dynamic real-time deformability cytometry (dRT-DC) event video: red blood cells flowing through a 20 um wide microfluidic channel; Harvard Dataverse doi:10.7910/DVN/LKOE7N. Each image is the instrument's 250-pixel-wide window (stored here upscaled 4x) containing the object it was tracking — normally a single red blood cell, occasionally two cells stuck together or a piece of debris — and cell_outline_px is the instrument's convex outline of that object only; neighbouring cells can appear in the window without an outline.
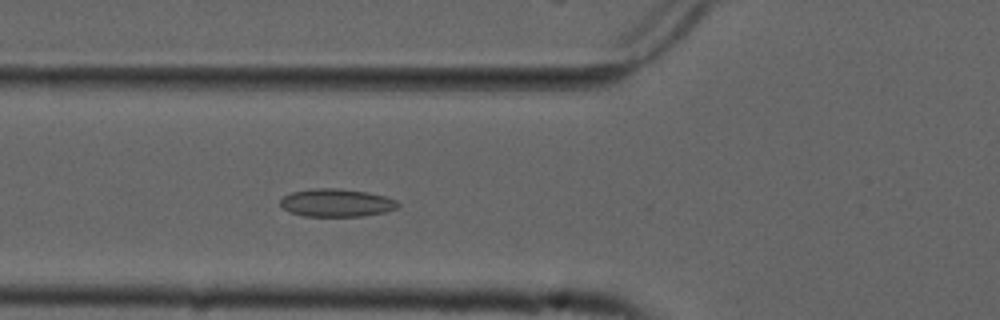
{"species": "common noctule bat (a hibernating species)", "species_latin": "Nyctalus noctula", "temperature_condition": "cold", "stored_images_in_passage": 38, "camera_frame_rate_fps": 3000, "um_per_image_px": 0.085, "animal": {"sex": "male", "forearm_length_mm": 52.5}, "frame": {"image": 1, "passage_image": 7, "time_ms": 2.0, "image_size_px": [1000, 320], "cell_outline_px": [[400, 204], [396, 208], [384, 212], [364, 216], [304, 216], [292, 212], [284, 208], [280, 204], [280, 200], [284, 196], [292, 192], [312, 188], [336, 188], [368, 192], [384, 196], [396, 200]], "centroid_in_image_um": [28.61, 17.23], "position_along_channel_um": 97.2, "area_um2": 19.02}}
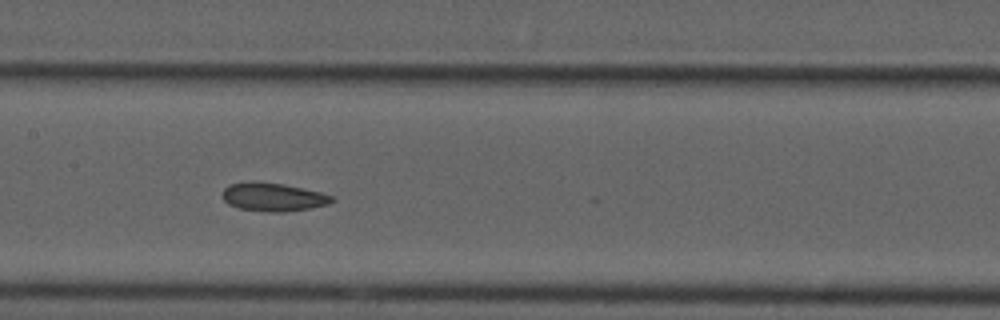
{"frame": {"image": 2, "passage_image": 14, "time_ms": 4.333, "image_size_px": [1000, 320], "cell_outline_px": [[336, 200], [328, 204], [308, 208], [284, 212], [268, 212], [236, 208], [228, 204], [224, 200], [224, 188], [228, 184], [248, 180], [284, 184], [320, 192], [332, 196]], "centroid_in_image_um": [23.18, 16.73], "position_along_channel_um": 184.2, "area_um2": 18.21}}
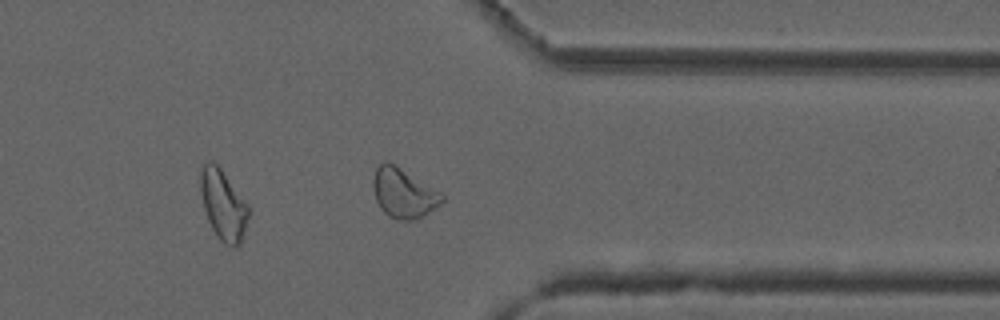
{"frame": {"image": 3, "passage_image": 30, "time_ms": 9.667, "image_size_px": [1000, 320], "cell_outline_px": [[444, 200], [440, 204], [428, 212], [412, 220], [400, 220], [388, 216], [380, 208], [376, 200], [372, 184], [372, 180], [376, 168], [384, 160], [388, 160], [396, 164], [440, 192], [444, 196]], "centroid_in_image_um": [34.26, 16.38], "position_along_channel_um": 377.1, "area_um2": 19.83}, "authors_computed_cell_mechanics": {"area_um2": 18.4382, "velocity_mm_per_s": 3.7085, "shape_relaxation_time_tau1_ms": 8.229, "shape_relaxation_time_tau2_ms": 2.6049, "deformation_change_tau1": 0.1362, "deformation_change_tau2": 0.0951}}